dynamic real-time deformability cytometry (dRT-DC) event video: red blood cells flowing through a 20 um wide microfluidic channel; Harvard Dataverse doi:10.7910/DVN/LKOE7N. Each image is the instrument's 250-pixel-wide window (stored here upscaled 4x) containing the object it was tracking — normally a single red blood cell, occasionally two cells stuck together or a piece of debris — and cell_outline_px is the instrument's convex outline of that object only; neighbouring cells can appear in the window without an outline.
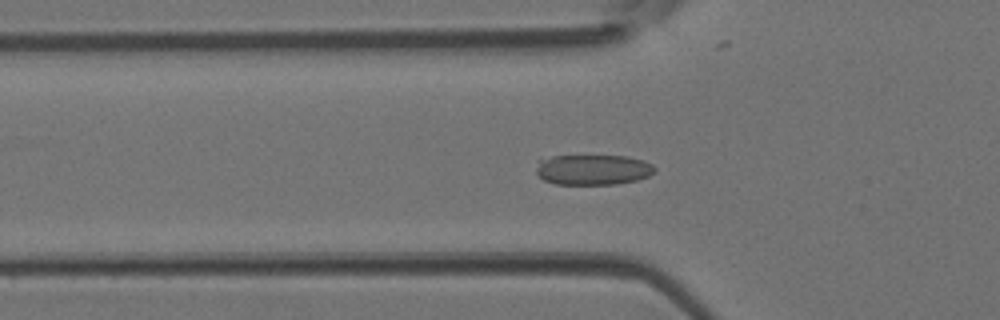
{"species": "Egyptian fruit bat (a non-hibernating species)", "species_latin": "Rousettus aegyptiacus", "temperature_condition": "room temperature", "stored_images_in_passage": 45, "camera_frame_rate_fps": 3000, "um_per_image_px": 0.085, "animal": {"sex": "female"}, "frame": {"image": 1, "passage_image": 15, "time_ms": 4.667, "image_size_px": [1000, 320], "cell_outline_px": [[656, 172], [648, 176], [636, 180], [616, 184], [556, 184], [544, 180], [536, 172], [536, 160], [552, 156], [628, 156], [644, 160], [652, 164], [656, 168]], "centroid_in_image_um": [50.4, 14.41], "position_along_channel_um": 75.4, "area_um2": 21.15}}
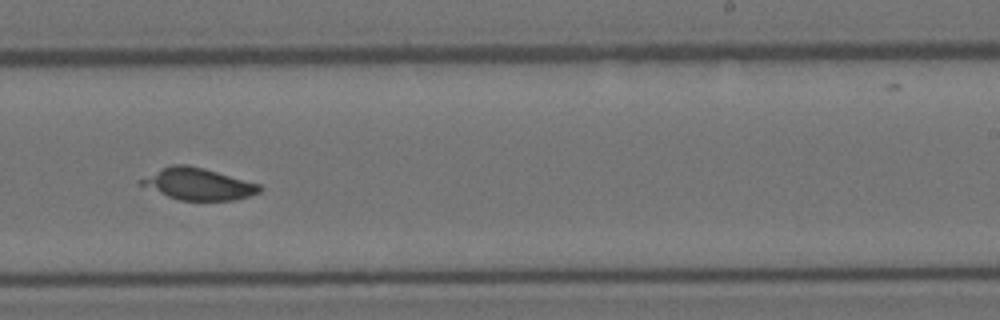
{"frame": {"image": 2, "passage_image": 28, "time_ms": 9.0, "image_size_px": [1000, 320], "cell_outline_px": [[260, 192], [248, 196], [232, 200], [180, 200], [168, 196], [136, 184], [140, 180], [160, 168], [172, 164], [184, 164], [204, 168], [260, 184]], "centroid_in_image_um": [16.8, 15.63], "position_along_channel_um": 272.2, "area_um2": 21.73}}
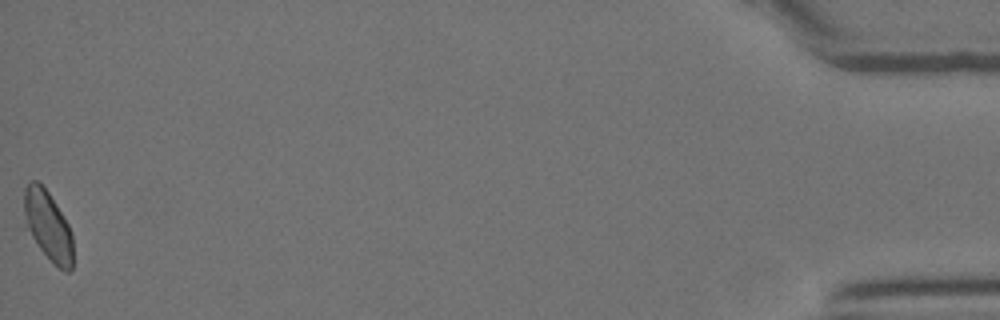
{"frame": {"image": 3, "passage_image": 45, "time_ms": 14.667, "image_size_px": [1000, 320], "cell_outline_px": [[72, 268], [68, 272], [64, 272], [40, 248], [24, 228], [24, 188], [32, 180], [36, 180], [48, 192], [56, 204], [68, 224], [72, 232]], "centroid_in_image_um": [4.05, 19.17], "position_along_channel_um": 431.1, "area_um2": 19.71}}